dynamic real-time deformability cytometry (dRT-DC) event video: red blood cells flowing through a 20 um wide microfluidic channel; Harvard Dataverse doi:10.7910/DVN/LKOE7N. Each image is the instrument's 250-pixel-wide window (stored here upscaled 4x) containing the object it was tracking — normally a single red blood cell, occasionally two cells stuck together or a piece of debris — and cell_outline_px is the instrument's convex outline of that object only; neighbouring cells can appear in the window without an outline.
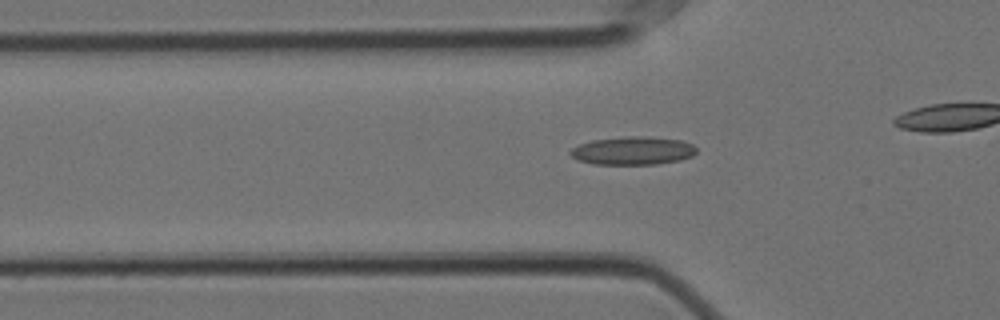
{"species": "Egyptian fruit bat (a non-hibernating species)", "species_latin": "Rousettus aegyptiacus", "temperature_condition": "cold", "stored_images_in_passage": 45, "camera_frame_rate_fps": 3000, "um_per_image_px": 0.085, "animal": {"sex": "female"}, "frame": {"image": 1, "passage_image": 18, "time_ms": 5.667, "image_size_px": [1000, 320], "cell_outline_px": [[696, 152], [692, 156], [680, 160], [656, 164], [592, 164], [580, 160], [572, 156], [568, 152], [572, 148], [580, 144], [592, 140], [628, 136], [636, 136], [680, 140], [692, 144], [696, 148]], "centroid_in_image_um": [53.78, 12.81], "position_along_channel_um": 72.0, "area_um2": 20.46}}
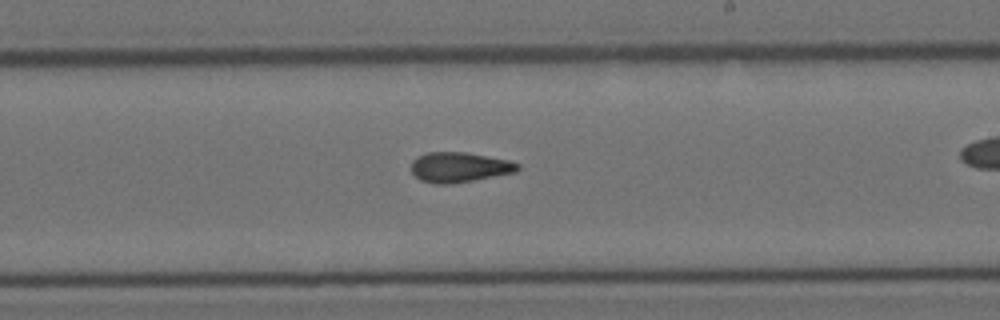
{"frame": {"image": 2, "passage_image": 33, "time_ms": 10.667, "image_size_px": [1000, 320], "cell_outline_px": [[520, 168], [516, 172], [472, 180], [448, 184], [432, 184], [420, 180], [412, 172], [412, 160], [416, 156], [428, 152], [464, 152], [508, 160], [520, 164]], "centroid_in_image_um": [39.01, 14.21], "position_along_channel_um": 250.0, "area_um2": 18.55}}
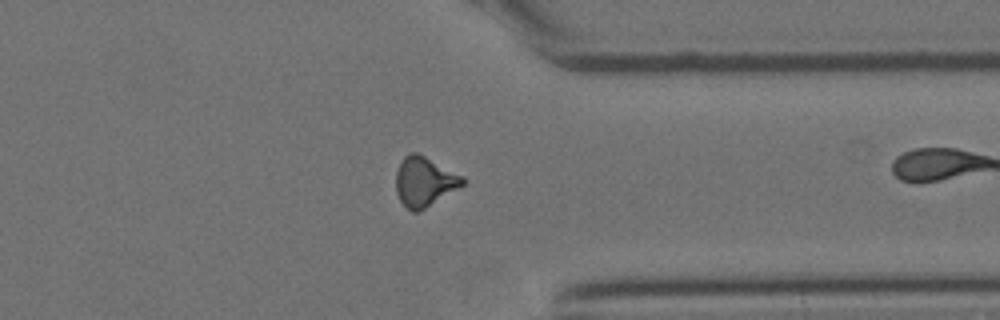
{"frame": {"image": 3, "passage_image": 44, "time_ms": 14.333, "image_size_px": [1000, 320], "cell_outline_px": [[464, 184], [420, 212], [412, 212], [400, 200], [396, 192], [396, 172], [404, 156], [408, 152], [416, 152], [464, 176]], "centroid_in_image_um": [36.06, 15.44], "position_along_channel_um": 375.3, "area_um2": 19.13}}